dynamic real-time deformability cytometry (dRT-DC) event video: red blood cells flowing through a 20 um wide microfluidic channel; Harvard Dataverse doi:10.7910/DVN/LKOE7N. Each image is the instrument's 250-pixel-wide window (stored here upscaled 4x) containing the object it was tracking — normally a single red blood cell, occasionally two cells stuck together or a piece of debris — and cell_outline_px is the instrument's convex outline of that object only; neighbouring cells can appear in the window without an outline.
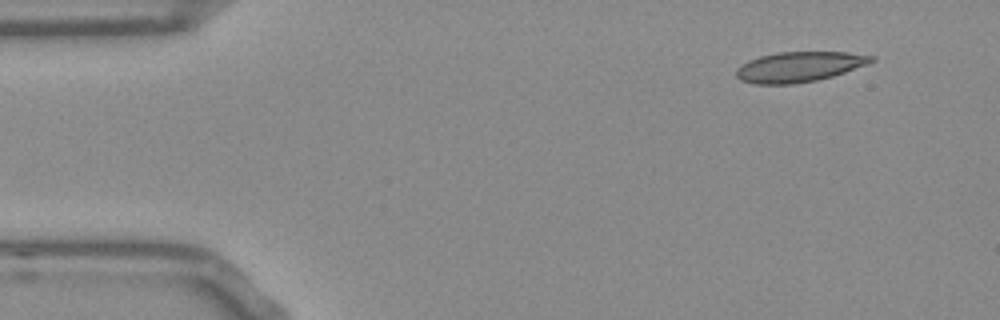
{"species": "Egyptian fruit bat (a non-hibernating species)", "species_latin": "Rousettus aegyptiacus", "temperature_condition": "room temperature", "stored_images_in_passage": 49, "camera_frame_rate_fps": 3000, "um_per_image_px": 0.085, "frame": {"image": 1, "passage_image": 1, "time_ms": 0.0, "image_size_px": [1000, 320], "cell_outline_px": [[876, 60], [868, 64], [832, 76], [816, 80], [792, 84], [756, 84], [740, 80], [736, 76], [736, 68], [740, 64], [748, 60], [760, 56], [776, 52], [848, 52], [876, 56]], "centroid_in_image_um": [67.92, 5.67], "position_along_channel_um": 17.1, "area_um2": 23.87}}
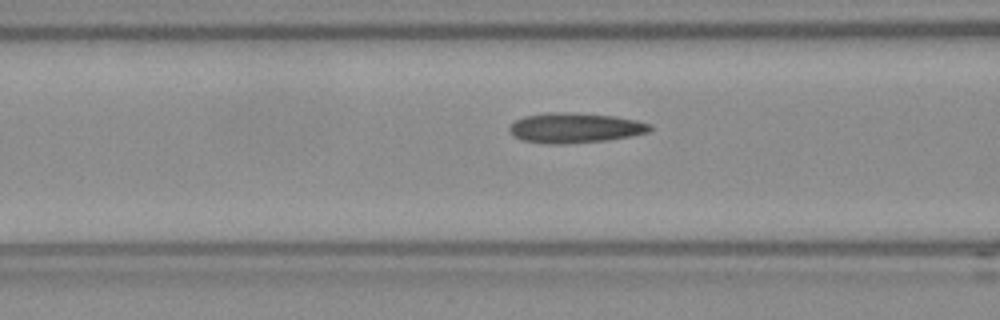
{"frame": {"image": 2, "passage_image": 16, "time_ms": 5.0, "image_size_px": [1000, 320], "cell_outline_px": [[652, 128], [648, 132], [632, 136], [608, 140], [564, 144], [552, 144], [520, 140], [512, 136], [508, 128], [516, 120], [524, 116], [548, 112], [572, 112], [616, 116], [636, 120], [652, 124]], "centroid_in_image_um": [48.88, 10.87], "position_along_channel_um": 117.7, "area_um2": 24.85}}
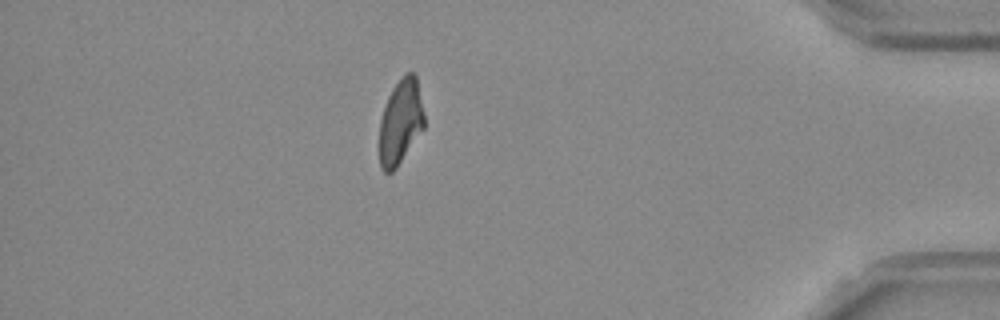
{"frame": {"image": 3, "passage_image": 42, "time_ms": 13.667, "image_size_px": [1000, 320], "cell_outline_px": [[424, 128], [396, 168], [392, 172], [384, 172], [380, 168], [380, 120], [388, 96], [392, 88], [404, 72], [412, 72], [416, 76], [424, 112]], "centroid_in_image_um": [34.05, 10.34], "position_along_channel_um": 401.2, "area_um2": 22.14}, "authors_computed_cell_mechanics": {"area_um2": 23.409, "velocity_mm_per_s": 3.7998, "shape_relaxation_time_tau1_ms": null, "shape_relaxation_time_tau2_ms": 3.8054, "deformation_change_tau1": null, "deformation_change_tau2": 0.1077}}